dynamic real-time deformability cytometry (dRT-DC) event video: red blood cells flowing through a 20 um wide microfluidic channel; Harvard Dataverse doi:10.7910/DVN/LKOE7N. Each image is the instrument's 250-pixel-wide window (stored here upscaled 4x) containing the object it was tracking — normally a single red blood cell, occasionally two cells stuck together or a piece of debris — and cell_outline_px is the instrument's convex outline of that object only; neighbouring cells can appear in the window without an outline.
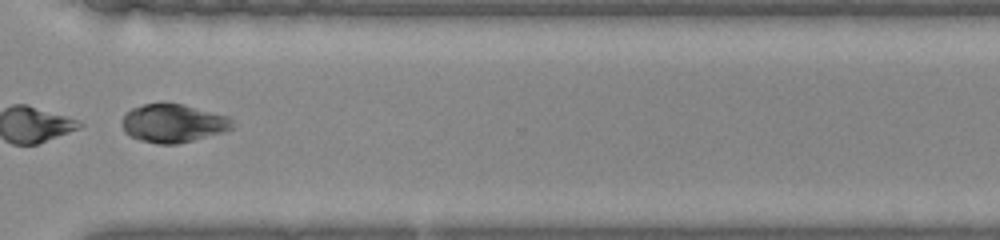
{"species": "common noctule bat (a hibernating species)", "species_latin": "Nyctalus noctula", "temperature_condition": "warm", "stored_images_in_passage": 40, "camera_frame_rate_fps": 3000, "um_per_image_px": 0.085, "animal": {"sex": "female", "body_mass_g": 22.0, "forearm_length_mm": 56.7}, "frame": {"image": 1, "passage_image": 30, "time_ms": 9.667, "image_size_px": [1000, 240], "cell_outline_px": [[232, 128], [224, 132], [176, 144], [156, 144], [140, 140], [124, 132], [120, 124], [120, 120], [132, 108], [144, 104], [184, 104], [228, 116], [232, 120]], "centroid_in_image_um": [14.69, 10.48], "position_along_channel_um": 355.9, "area_um2": 24.51}}